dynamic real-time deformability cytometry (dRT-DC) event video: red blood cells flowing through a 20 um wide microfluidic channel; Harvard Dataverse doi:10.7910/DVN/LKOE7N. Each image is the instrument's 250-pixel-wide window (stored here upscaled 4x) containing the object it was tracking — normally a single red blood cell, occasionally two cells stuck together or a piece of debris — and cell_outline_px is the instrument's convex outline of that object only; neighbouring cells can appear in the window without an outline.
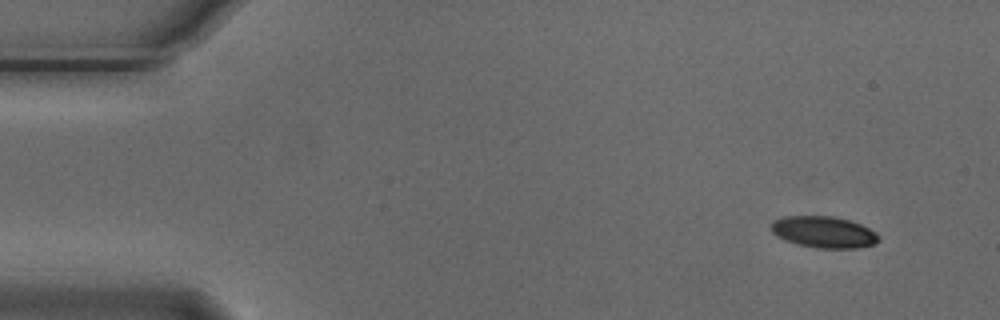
{"species": "Egyptian fruit bat (a non-hibernating species)", "species_latin": "Rousettus aegyptiacus", "temperature_condition": "cold", "stored_images_in_passage": 4, "camera_frame_rate_fps": 3000, "um_per_image_px": 0.085, "animal": {"sex": "male"}, "frame": {"image": 1, "passage_image": 1, "time_ms": 0.0, "image_size_px": [1000, 320], "cell_outline_px": [[880, 240], [876, 244], [856, 248], [816, 248], [796, 244], [784, 240], [776, 236], [772, 232], [772, 220], [784, 216], [832, 216], [848, 220], [860, 224], [876, 232], [880, 236]], "centroid_in_image_um": [70.02, 19.73], "position_along_channel_um": 15.0, "area_um2": 19.88}}
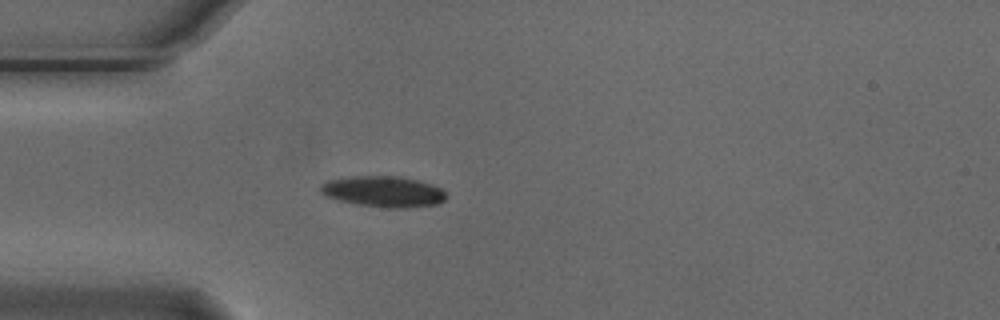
{"frame": {"image": 2, "passage_image": 4, "time_ms": 1.0, "image_size_px": [1000, 320], "cell_outline_px": [[448, 196], [444, 200], [436, 204], [408, 208], [388, 208], [356, 204], [324, 196], [320, 192], [320, 184], [328, 180], [352, 176], [400, 176], [432, 184], [440, 188]], "centroid_in_image_um": [32.57, 16.28], "position_along_channel_um": 52.4, "area_um2": 22.72}}